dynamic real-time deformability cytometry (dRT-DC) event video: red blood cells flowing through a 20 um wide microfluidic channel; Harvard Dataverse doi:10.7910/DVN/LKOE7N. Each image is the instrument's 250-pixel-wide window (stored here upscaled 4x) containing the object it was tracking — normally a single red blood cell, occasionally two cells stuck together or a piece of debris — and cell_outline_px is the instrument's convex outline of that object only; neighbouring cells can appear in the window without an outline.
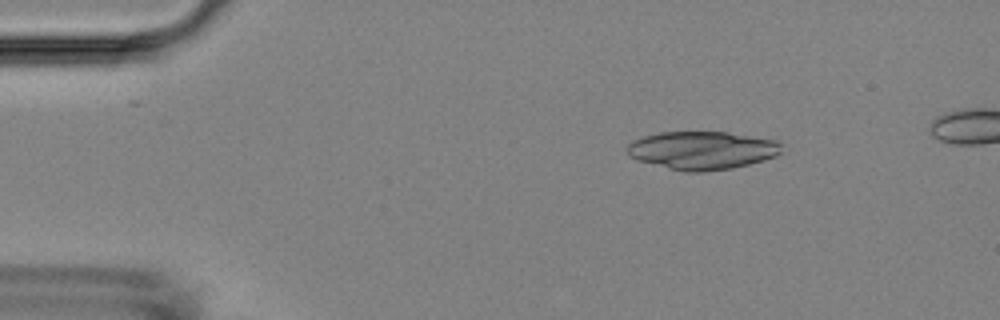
{"species": "Egyptian fruit bat (a non-hibernating species)", "species_latin": "Rousettus aegyptiacus", "temperature_condition": "room temperature", "stored_images_in_passage": 44, "camera_frame_rate_fps": 3000, "um_per_image_px": 0.085, "animal": {"sex": "female"}, "frame": {"image": 1, "passage_image": 1, "time_ms": 0.0, "image_size_px": [1000, 320], "cell_outline_px": [[780, 152], [776, 156], [764, 160], [732, 168], [704, 172], [684, 172], [636, 160], [628, 156], [624, 152], [624, 148], [632, 140], [644, 136], [660, 132], [728, 132], [776, 140], [780, 144]], "centroid_in_image_um": [59.61, 12.78], "position_along_channel_um": 25.4, "area_um2": 34.56}}